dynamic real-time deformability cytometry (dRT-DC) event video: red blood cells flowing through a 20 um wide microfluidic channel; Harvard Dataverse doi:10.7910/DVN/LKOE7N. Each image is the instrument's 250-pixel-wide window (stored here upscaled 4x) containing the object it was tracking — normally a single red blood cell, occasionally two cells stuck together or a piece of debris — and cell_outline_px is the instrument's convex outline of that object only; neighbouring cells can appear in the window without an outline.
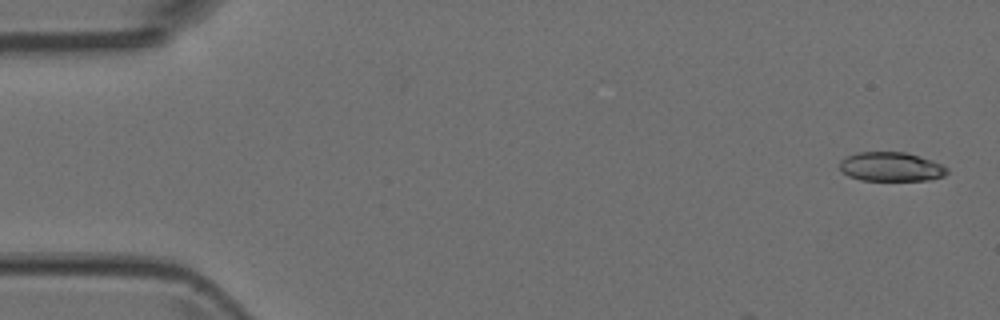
{"species": "Egyptian fruit bat (a non-hibernating species)", "species_latin": "Rousettus aegyptiacus", "temperature_condition": "room temperature", "stored_images_in_passage": 3, "camera_frame_rate_fps": 3000, "um_per_image_px": 0.085, "animal": {"sex": "female"}, "frame": {"image": 1, "passage_image": 1, "time_ms": 0.0, "image_size_px": [1000, 320], "cell_outline_px": [[948, 172], [944, 176], [928, 180], [860, 180], [848, 176], [840, 168], [840, 160], [848, 156], [860, 152], [904, 152], [932, 160], [948, 168]], "centroid_in_image_um": [75.75, 14.18], "position_along_channel_um": 9.3, "area_um2": 18.09}}